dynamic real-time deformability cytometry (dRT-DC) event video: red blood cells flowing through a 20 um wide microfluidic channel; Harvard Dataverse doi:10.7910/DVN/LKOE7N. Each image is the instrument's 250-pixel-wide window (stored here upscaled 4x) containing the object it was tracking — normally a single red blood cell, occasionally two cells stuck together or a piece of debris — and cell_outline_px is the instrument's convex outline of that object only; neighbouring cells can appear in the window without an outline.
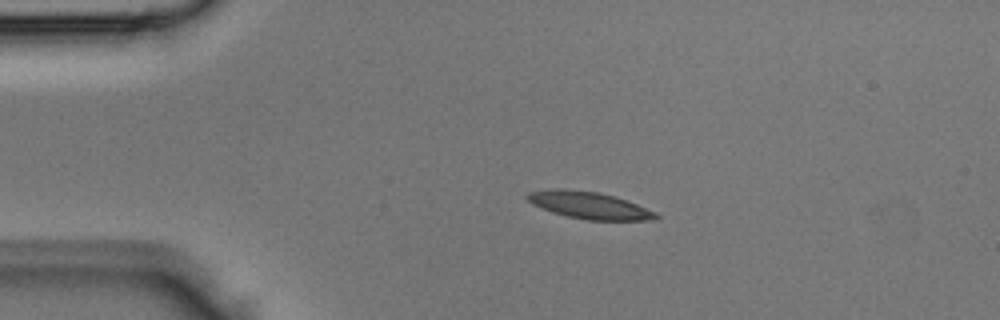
{"species": "Egyptian fruit bat (a non-hibernating species)", "species_latin": "Rousettus aegyptiacus", "temperature_condition": "room temperature", "stored_images_in_passage": 3, "camera_frame_rate_fps": 3000, "um_per_image_px": 0.085, "animal": {"sex": "male"}, "frame": {"image": 1, "passage_image": 2, "time_ms": 0.333, "image_size_px": [1000, 320], "cell_outline_px": [[660, 216], [656, 220], [588, 220], [568, 216], [552, 212], [532, 204], [524, 196], [528, 192], [552, 188], [564, 188], [596, 192], [612, 196], [636, 204], [656, 212]], "centroid_in_image_um": [50.05, 17.44], "position_along_channel_um": 35.0, "area_um2": 20.11}}